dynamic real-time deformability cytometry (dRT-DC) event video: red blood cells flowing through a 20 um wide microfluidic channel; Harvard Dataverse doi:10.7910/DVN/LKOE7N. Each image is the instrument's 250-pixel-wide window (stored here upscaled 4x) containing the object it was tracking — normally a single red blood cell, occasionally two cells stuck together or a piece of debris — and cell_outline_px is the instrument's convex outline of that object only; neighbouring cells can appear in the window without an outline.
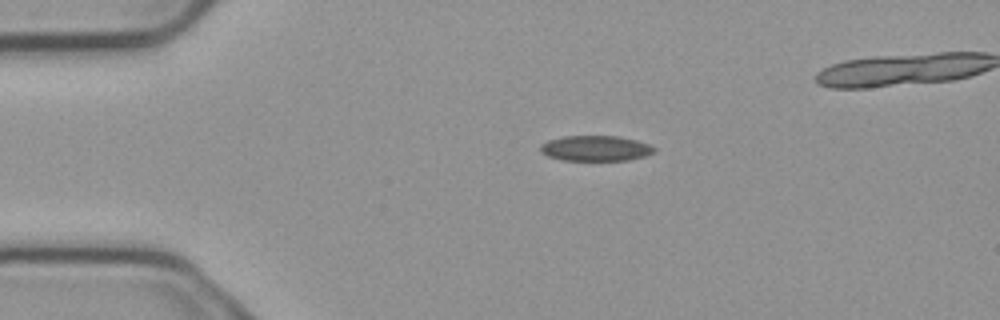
{"species": "common noctule bat (a hibernating species)", "species_latin": "Nyctalus noctula", "temperature_condition": "cold", "stored_images_in_passage": 2, "camera_frame_rate_fps": 3000, "um_per_image_px": 0.085, "animal": {"sex": "male", "body_mass_g": 23.1, "forearm_length_mm": 52.7}, "frame": {"image": 1, "passage_image": 1, "time_ms": 0.0, "image_size_px": [1000, 320], "cell_outline_px": [[656, 152], [644, 156], [628, 160], [564, 160], [548, 156], [540, 152], [540, 144], [548, 140], [564, 136], [620, 136], [636, 140], [648, 144], [656, 148]], "centroid_in_image_um": [50.63, 12.6], "position_along_channel_um": 34.4, "area_um2": 16.88}}